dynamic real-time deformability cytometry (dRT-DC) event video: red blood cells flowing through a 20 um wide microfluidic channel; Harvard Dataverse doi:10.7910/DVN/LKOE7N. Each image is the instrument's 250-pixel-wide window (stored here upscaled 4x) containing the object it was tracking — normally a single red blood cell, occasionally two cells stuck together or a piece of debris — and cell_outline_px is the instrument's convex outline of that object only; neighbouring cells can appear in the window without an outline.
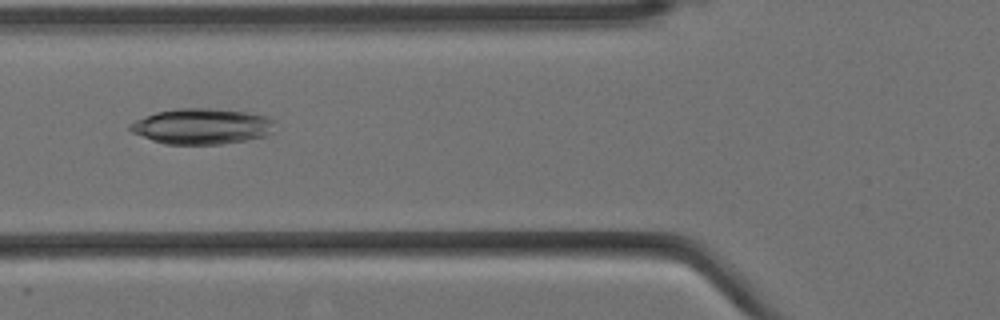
{"species": "Egyptian fruit bat (a non-hibernating species)", "species_latin": "Rousettus aegyptiacus", "temperature_condition": "cold", "stored_images_in_passage": 9, "camera_frame_rate_fps": 3000, "um_per_image_px": 0.085, "animal": {"sex": "female"}, "frame": {"image": 1, "passage_image": 4, "time_ms": 1.0, "image_size_px": [1000, 320], "cell_outline_px": [[276, 120], [272, 132], [264, 136], [244, 140], [220, 144], [164, 144], [152, 140], [132, 132], [128, 128], [128, 124], [144, 116], [156, 112], [176, 108], [208, 108], [244, 112], [268, 116]], "centroid_in_image_um": [17.15, 10.73], "position_along_channel_um": 108.7, "area_um2": 30.11}}
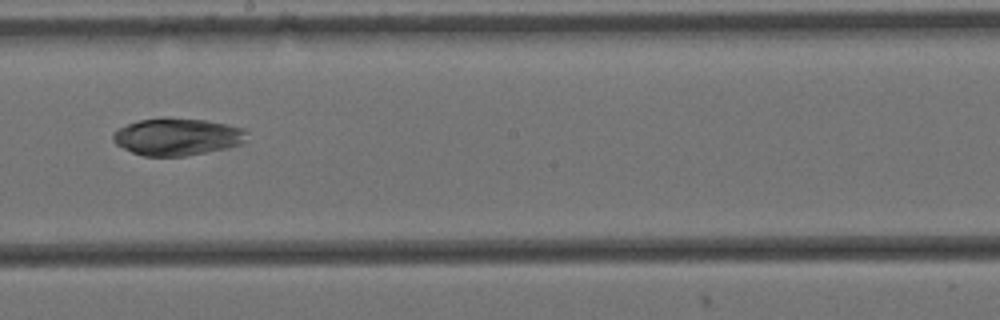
{"frame": {"image": 2, "passage_image": 7, "time_ms": 2.0, "image_size_px": [1000, 320], "cell_outline_px": [[248, 132], [244, 140], [240, 144], [224, 148], [184, 156], [144, 156], [132, 152], [116, 144], [112, 140], [112, 136], [120, 128], [128, 124], [140, 120], [164, 116], [168, 116], [204, 120], [244, 128]], "centroid_in_image_um": [15.04, 11.6], "position_along_channel_um": 233.2, "area_um2": 28.9}}
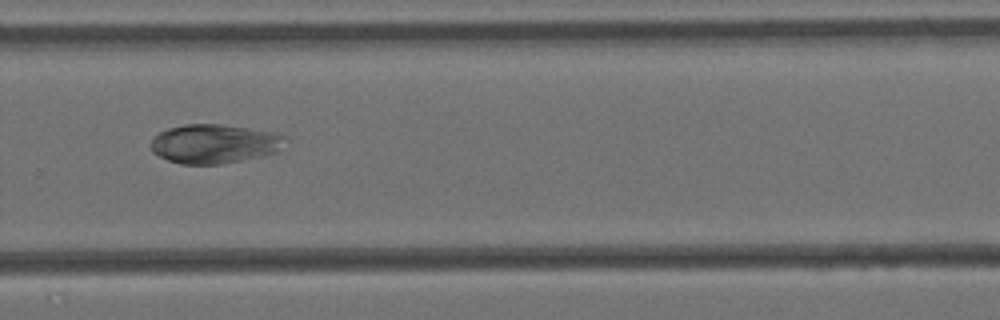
{"frame": {"image": 3, "passage_image": 9, "time_ms": 2.667, "image_size_px": [1000, 320], "cell_outline_px": [[284, 136], [276, 152], [260, 156], [220, 164], [180, 164], [156, 156], [152, 152], [148, 144], [152, 136], [168, 128], [184, 124], [220, 124], [248, 128], [272, 132]], "centroid_in_image_um": [18.07, 12.22], "position_along_channel_um": 311.7, "area_um2": 30.46}}